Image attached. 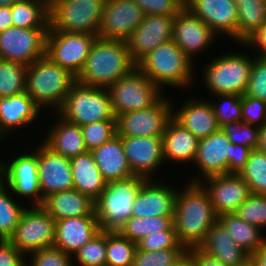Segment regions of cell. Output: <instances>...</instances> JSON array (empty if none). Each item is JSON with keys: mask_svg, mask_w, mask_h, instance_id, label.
<instances>
[{"mask_svg": "<svg viewBox=\"0 0 266 266\" xmlns=\"http://www.w3.org/2000/svg\"><path fill=\"white\" fill-rule=\"evenodd\" d=\"M239 45L253 51L255 56L266 57V22L243 44Z\"/></svg>", "mask_w": 266, "mask_h": 266, "instance_id": "cell-54", "label": "cell"}, {"mask_svg": "<svg viewBox=\"0 0 266 266\" xmlns=\"http://www.w3.org/2000/svg\"><path fill=\"white\" fill-rule=\"evenodd\" d=\"M251 148L231 143V160L228 162V173L239 174L246 166Z\"/></svg>", "mask_w": 266, "mask_h": 266, "instance_id": "cell-53", "label": "cell"}, {"mask_svg": "<svg viewBox=\"0 0 266 266\" xmlns=\"http://www.w3.org/2000/svg\"><path fill=\"white\" fill-rule=\"evenodd\" d=\"M48 29L13 26L0 32V59L28 66L45 56Z\"/></svg>", "mask_w": 266, "mask_h": 266, "instance_id": "cell-14", "label": "cell"}, {"mask_svg": "<svg viewBox=\"0 0 266 266\" xmlns=\"http://www.w3.org/2000/svg\"><path fill=\"white\" fill-rule=\"evenodd\" d=\"M185 250V248H170L150 252L137 248L133 266H171Z\"/></svg>", "mask_w": 266, "mask_h": 266, "instance_id": "cell-46", "label": "cell"}, {"mask_svg": "<svg viewBox=\"0 0 266 266\" xmlns=\"http://www.w3.org/2000/svg\"><path fill=\"white\" fill-rule=\"evenodd\" d=\"M174 17L145 15L125 40L130 56L137 64L161 44L172 41Z\"/></svg>", "mask_w": 266, "mask_h": 266, "instance_id": "cell-19", "label": "cell"}, {"mask_svg": "<svg viewBox=\"0 0 266 266\" xmlns=\"http://www.w3.org/2000/svg\"><path fill=\"white\" fill-rule=\"evenodd\" d=\"M13 20L11 16L10 6H0V32L13 27Z\"/></svg>", "mask_w": 266, "mask_h": 266, "instance_id": "cell-57", "label": "cell"}, {"mask_svg": "<svg viewBox=\"0 0 266 266\" xmlns=\"http://www.w3.org/2000/svg\"><path fill=\"white\" fill-rule=\"evenodd\" d=\"M54 115L56 119L42 141L54 152L69 159L88 152L81 127L65 120L57 112Z\"/></svg>", "mask_w": 266, "mask_h": 266, "instance_id": "cell-27", "label": "cell"}, {"mask_svg": "<svg viewBox=\"0 0 266 266\" xmlns=\"http://www.w3.org/2000/svg\"><path fill=\"white\" fill-rule=\"evenodd\" d=\"M74 189L94 202L107 186L91 152L70 158Z\"/></svg>", "mask_w": 266, "mask_h": 266, "instance_id": "cell-32", "label": "cell"}, {"mask_svg": "<svg viewBox=\"0 0 266 266\" xmlns=\"http://www.w3.org/2000/svg\"><path fill=\"white\" fill-rule=\"evenodd\" d=\"M231 160V143L221 128L210 136L199 139L197 153L193 161L197 176H190V183H198L203 178L228 173V162Z\"/></svg>", "mask_w": 266, "mask_h": 266, "instance_id": "cell-18", "label": "cell"}, {"mask_svg": "<svg viewBox=\"0 0 266 266\" xmlns=\"http://www.w3.org/2000/svg\"><path fill=\"white\" fill-rule=\"evenodd\" d=\"M136 67L126 41L97 37L76 81L88 86L108 88Z\"/></svg>", "mask_w": 266, "mask_h": 266, "instance_id": "cell-2", "label": "cell"}, {"mask_svg": "<svg viewBox=\"0 0 266 266\" xmlns=\"http://www.w3.org/2000/svg\"><path fill=\"white\" fill-rule=\"evenodd\" d=\"M14 27L49 28V0H20L11 6Z\"/></svg>", "mask_w": 266, "mask_h": 266, "instance_id": "cell-35", "label": "cell"}, {"mask_svg": "<svg viewBox=\"0 0 266 266\" xmlns=\"http://www.w3.org/2000/svg\"><path fill=\"white\" fill-rule=\"evenodd\" d=\"M195 259L197 266H226L218 259L203 253L199 248H195Z\"/></svg>", "mask_w": 266, "mask_h": 266, "instance_id": "cell-55", "label": "cell"}, {"mask_svg": "<svg viewBox=\"0 0 266 266\" xmlns=\"http://www.w3.org/2000/svg\"><path fill=\"white\" fill-rule=\"evenodd\" d=\"M72 258L76 266H106V230H100Z\"/></svg>", "mask_w": 266, "mask_h": 266, "instance_id": "cell-41", "label": "cell"}, {"mask_svg": "<svg viewBox=\"0 0 266 266\" xmlns=\"http://www.w3.org/2000/svg\"><path fill=\"white\" fill-rule=\"evenodd\" d=\"M137 248L144 251H158L161 249L184 248L177 240L174 225L166 231L150 233L143 237L138 243Z\"/></svg>", "mask_w": 266, "mask_h": 266, "instance_id": "cell-48", "label": "cell"}, {"mask_svg": "<svg viewBox=\"0 0 266 266\" xmlns=\"http://www.w3.org/2000/svg\"><path fill=\"white\" fill-rule=\"evenodd\" d=\"M225 53V54H224ZM211 57L210 61L201 69L203 88L210 96L217 94H245L250 80L253 53L246 51L224 52ZM210 92V93H209Z\"/></svg>", "mask_w": 266, "mask_h": 266, "instance_id": "cell-5", "label": "cell"}, {"mask_svg": "<svg viewBox=\"0 0 266 266\" xmlns=\"http://www.w3.org/2000/svg\"><path fill=\"white\" fill-rule=\"evenodd\" d=\"M24 153L15 152L8 160H0V180L18 200H29V206L42 205L37 154L32 150Z\"/></svg>", "mask_w": 266, "mask_h": 266, "instance_id": "cell-9", "label": "cell"}, {"mask_svg": "<svg viewBox=\"0 0 266 266\" xmlns=\"http://www.w3.org/2000/svg\"><path fill=\"white\" fill-rule=\"evenodd\" d=\"M216 98L217 101H213ZM209 102L217 117L219 126L224 124L241 121L242 117V95L237 94H217L212 96ZM220 102H219V101Z\"/></svg>", "mask_w": 266, "mask_h": 266, "instance_id": "cell-42", "label": "cell"}, {"mask_svg": "<svg viewBox=\"0 0 266 266\" xmlns=\"http://www.w3.org/2000/svg\"><path fill=\"white\" fill-rule=\"evenodd\" d=\"M145 15L175 17L184 7V0H133Z\"/></svg>", "mask_w": 266, "mask_h": 266, "instance_id": "cell-50", "label": "cell"}, {"mask_svg": "<svg viewBox=\"0 0 266 266\" xmlns=\"http://www.w3.org/2000/svg\"><path fill=\"white\" fill-rule=\"evenodd\" d=\"M13 196L10 189L0 180V240H9L13 235L27 206Z\"/></svg>", "mask_w": 266, "mask_h": 266, "instance_id": "cell-37", "label": "cell"}, {"mask_svg": "<svg viewBox=\"0 0 266 266\" xmlns=\"http://www.w3.org/2000/svg\"><path fill=\"white\" fill-rule=\"evenodd\" d=\"M172 97L164 94L151 107L120 114L116 117L119 136H163L168 121L172 118Z\"/></svg>", "mask_w": 266, "mask_h": 266, "instance_id": "cell-13", "label": "cell"}, {"mask_svg": "<svg viewBox=\"0 0 266 266\" xmlns=\"http://www.w3.org/2000/svg\"><path fill=\"white\" fill-rule=\"evenodd\" d=\"M136 65L163 92L166 91V87L184 90L189 87L191 89L192 83V85L196 84L194 83L197 72L195 63L173 40L159 45Z\"/></svg>", "mask_w": 266, "mask_h": 266, "instance_id": "cell-3", "label": "cell"}, {"mask_svg": "<svg viewBox=\"0 0 266 266\" xmlns=\"http://www.w3.org/2000/svg\"><path fill=\"white\" fill-rule=\"evenodd\" d=\"M147 179L134 175L130 178L107 183L95 201V214L100 230L115 231L132 216L136 196Z\"/></svg>", "mask_w": 266, "mask_h": 266, "instance_id": "cell-7", "label": "cell"}, {"mask_svg": "<svg viewBox=\"0 0 266 266\" xmlns=\"http://www.w3.org/2000/svg\"><path fill=\"white\" fill-rule=\"evenodd\" d=\"M115 117L154 105L164 94L137 67L107 88Z\"/></svg>", "mask_w": 266, "mask_h": 266, "instance_id": "cell-10", "label": "cell"}, {"mask_svg": "<svg viewBox=\"0 0 266 266\" xmlns=\"http://www.w3.org/2000/svg\"><path fill=\"white\" fill-rule=\"evenodd\" d=\"M27 256L9 240H0V266H26Z\"/></svg>", "mask_w": 266, "mask_h": 266, "instance_id": "cell-52", "label": "cell"}, {"mask_svg": "<svg viewBox=\"0 0 266 266\" xmlns=\"http://www.w3.org/2000/svg\"><path fill=\"white\" fill-rule=\"evenodd\" d=\"M57 113L65 120L83 126L102 120H116L107 88L75 82Z\"/></svg>", "mask_w": 266, "mask_h": 266, "instance_id": "cell-6", "label": "cell"}, {"mask_svg": "<svg viewBox=\"0 0 266 266\" xmlns=\"http://www.w3.org/2000/svg\"><path fill=\"white\" fill-rule=\"evenodd\" d=\"M257 149L266 153V122L259 127V142Z\"/></svg>", "mask_w": 266, "mask_h": 266, "instance_id": "cell-59", "label": "cell"}, {"mask_svg": "<svg viewBox=\"0 0 266 266\" xmlns=\"http://www.w3.org/2000/svg\"><path fill=\"white\" fill-rule=\"evenodd\" d=\"M55 220L71 217L96 216L95 202L76 189L51 193L41 205Z\"/></svg>", "mask_w": 266, "mask_h": 266, "instance_id": "cell-30", "label": "cell"}, {"mask_svg": "<svg viewBox=\"0 0 266 266\" xmlns=\"http://www.w3.org/2000/svg\"><path fill=\"white\" fill-rule=\"evenodd\" d=\"M106 0H49L48 31L98 35Z\"/></svg>", "mask_w": 266, "mask_h": 266, "instance_id": "cell-8", "label": "cell"}, {"mask_svg": "<svg viewBox=\"0 0 266 266\" xmlns=\"http://www.w3.org/2000/svg\"><path fill=\"white\" fill-rule=\"evenodd\" d=\"M171 266H197L195 248L186 249Z\"/></svg>", "mask_w": 266, "mask_h": 266, "instance_id": "cell-56", "label": "cell"}, {"mask_svg": "<svg viewBox=\"0 0 266 266\" xmlns=\"http://www.w3.org/2000/svg\"><path fill=\"white\" fill-rule=\"evenodd\" d=\"M40 141L33 151L37 154L42 197L74 189L70 159L54 152Z\"/></svg>", "mask_w": 266, "mask_h": 266, "instance_id": "cell-17", "label": "cell"}, {"mask_svg": "<svg viewBox=\"0 0 266 266\" xmlns=\"http://www.w3.org/2000/svg\"><path fill=\"white\" fill-rule=\"evenodd\" d=\"M91 153L107 183L134 176L126 159L122 139L118 134Z\"/></svg>", "mask_w": 266, "mask_h": 266, "instance_id": "cell-29", "label": "cell"}, {"mask_svg": "<svg viewBox=\"0 0 266 266\" xmlns=\"http://www.w3.org/2000/svg\"><path fill=\"white\" fill-rule=\"evenodd\" d=\"M75 82V75L52 62L46 55L27 66L26 92L43 111L57 112Z\"/></svg>", "mask_w": 266, "mask_h": 266, "instance_id": "cell-4", "label": "cell"}, {"mask_svg": "<svg viewBox=\"0 0 266 266\" xmlns=\"http://www.w3.org/2000/svg\"><path fill=\"white\" fill-rule=\"evenodd\" d=\"M97 37L88 33L48 31L45 55L77 77Z\"/></svg>", "mask_w": 266, "mask_h": 266, "instance_id": "cell-12", "label": "cell"}, {"mask_svg": "<svg viewBox=\"0 0 266 266\" xmlns=\"http://www.w3.org/2000/svg\"><path fill=\"white\" fill-rule=\"evenodd\" d=\"M185 7L201 18L218 37L223 34L237 43L235 0H186Z\"/></svg>", "mask_w": 266, "mask_h": 266, "instance_id": "cell-22", "label": "cell"}, {"mask_svg": "<svg viewBox=\"0 0 266 266\" xmlns=\"http://www.w3.org/2000/svg\"><path fill=\"white\" fill-rule=\"evenodd\" d=\"M237 6V43L243 44L266 22L264 0H235Z\"/></svg>", "mask_w": 266, "mask_h": 266, "instance_id": "cell-34", "label": "cell"}, {"mask_svg": "<svg viewBox=\"0 0 266 266\" xmlns=\"http://www.w3.org/2000/svg\"><path fill=\"white\" fill-rule=\"evenodd\" d=\"M241 121L258 127L262 126L266 122V102L243 94Z\"/></svg>", "mask_w": 266, "mask_h": 266, "instance_id": "cell-51", "label": "cell"}, {"mask_svg": "<svg viewBox=\"0 0 266 266\" xmlns=\"http://www.w3.org/2000/svg\"><path fill=\"white\" fill-rule=\"evenodd\" d=\"M250 256L255 260L257 266H266V244Z\"/></svg>", "mask_w": 266, "mask_h": 266, "instance_id": "cell-58", "label": "cell"}, {"mask_svg": "<svg viewBox=\"0 0 266 266\" xmlns=\"http://www.w3.org/2000/svg\"><path fill=\"white\" fill-rule=\"evenodd\" d=\"M41 112L43 111L26 91L14 96L0 97V142L11 138L8 137L9 133L14 130L25 129L35 123Z\"/></svg>", "mask_w": 266, "mask_h": 266, "instance_id": "cell-25", "label": "cell"}, {"mask_svg": "<svg viewBox=\"0 0 266 266\" xmlns=\"http://www.w3.org/2000/svg\"><path fill=\"white\" fill-rule=\"evenodd\" d=\"M198 248L203 253L223 262L226 266H237L249 256L245 250L236 244L218 220L211 226L206 238Z\"/></svg>", "mask_w": 266, "mask_h": 266, "instance_id": "cell-31", "label": "cell"}, {"mask_svg": "<svg viewBox=\"0 0 266 266\" xmlns=\"http://www.w3.org/2000/svg\"><path fill=\"white\" fill-rule=\"evenodd\" d=\"M72 259L71 255L52 246L28 254L27 260L30 261H27L26 266H74Z\"/></svg>", "mask_w": 266, "mask_h": 266, "instance_id": "cell-47", "label": "cell"}, {"mask_svg": "<svg viewBox=\"0 0 266 266\" xmlns=\"http://www.w3.org/2000/svg\"><path fill=\"white\" fill-rule=\"evenodd\" d=\"M9 241L26 256L52 247L55 242V220L41 205H30L22 213Z\"/></svg>", "mask_w": 266, "mask_h": 266, "instance_id": "cell-11", "label": "cell"}, {"mask_svg": "<svg viewBox=\"0 0 266 266\" xmlns=\"http://www.w3.org/2000/svg\"><path fill=\"white\" fill-rule=\"evenodd\" d=\"M100 231L97 216H82L55 221L54 247L74 255Z\"/></svg>", "mask_w": 266, "mask_h": 266, "instance_id": "cell-26", "label": "cell"}, {"mask_svg": "<svg viewBox=\"0 0 266 266\" xmlns=\"http://www.w3.org/2000/svg\"><path fill=\"white\" fill-rule=\"evenodd\" d=\"M20 0H0V6H12L13 4H15L16 2H18Z\"/></svg>", "mask_w": 266, "mask_h": 266, "instance_id": "cell-61", "label": "cell"}, {"mask_svg": "<svg viewBox=\"0 0 266 266\" xmlns=\"http://www.w3.org/2000/svg\"><path fill=\"white\" fill-rule=\"evenodd\" d=\"M137 243L117 230H106V266H133Z\"/></svg>", "mask_w": 266, "mask_h": 266, "instance_id": "cell-38", "label": "cell"}, {"mask_svg": "<svg viewBox=\"0 0 266 266\" xmlns=\"http://www.w3.org/2000/svg\"><path fill=\"white\" fill-rule=\"evenodd\" d=\"M198 183L207 192L217 216L235 213L252 194L248 184L236 173L209 176Z\"/></svg>", "mask_w": 266, "mask_h": 266, "instance_id": "cell-16", "label": "cell"}, {"mask_svg": "<svg viewBox=\"0 0 266 266\" xmlns=\"http://www.w3.org/2000/svg\"><path fill=\"white\" fill-rule=\"evenodd\" d=\"M237 266H257L255 260L249 255L241 264Z\"/></svg>", "mask_w": 266, "mask_h": 266, "instance_id": "cell-60", "label": "cell"}, {"mask_svg": "<svg viewBox=\"0 0 266 266\" xmlns=\"http://www.w3.org/2000/svg\"><path fill=\"white\" fill-rule=\"evenodd\" d=\"M144 16L133 0H106L98 37L125 41Z\"/></svg>", "mask_w": 266, "mask_h": 266, "instance_id": "cell-20", "label": "cell"}, {"mask_svg": "<svg viewBox=\"0 0 266 266\" xmlns=\"http://www.w3.org/2000/svg\"><path fill=\"white\" fill-rule=\"evenodd\" d=\"M174 217H134L128 218L119 228L118 232L131 241L138 243L150 233L169 230L173 225Z\"/></svg>", "mask_w": 266, "mask_h": 266, "instance_id": "cell-36", "label": "cell"}, {"mask_svg": "<svg viewBox=\"0 0 266 266\" xmlns=\"http://www.w3.org/2000/svg\"><path fill=\"white\" fill-rule=\"evenodd\" d=\"M80 127L89 152L108 142L117 134L116 120H102Z\"/></svg>", "mask_w": 266, "mask_h": 266, "instance_id": "cell-43", "label": "cell"}, {"mask_svg": "<svg viewBox=\"0 0 266 266\" xmlns=\"http://www.w3.org/2000/svg\"><path fill=\"white\" fill-rule=\"evenodd\" d=\"M24 64L0 59V97H9L26 91Z\"/></svg>", "mask_w": 266, "mask_h": 266, "instance_id": "cell-39", "label": "cell"}, {"mask_svg": "<svg viewBox=\"0 0 266 266\" xmlns=\"http://www.w3.org/2000/svg\"><path fill=\"white\" fill-rule=\"evenodd\" d=\"M239 175L248 184L252 194L266 195V153L252 149Z\"/></svg>", "mask_w": 266, "mask_h": 266, "instance_id": "cell-40", "label": "cell"}, {"mask_svg": "<svg viewBox=\"0 0 266 266\" xmlns=\"http://www.w3.org/2000/svg\"><path fill=\"white\" fill-rule=\"evenodd\" d=\"M164 181L147 179L141 186L134 200L132 216L144 217H174L176 186L163 184Z\"/></svg>", "mask_w": 266, "mask_h": 266, "instance_id": "cell-23", "label": "cell"}, {"mask_svg": "<svg viewBox=\"0 0 266 266\" xmlns=\"http://www.w3.org/2000/svg\"><path fill=\"white\" fill-rule=\"evenodd\" d=\"M185 101L179 108H176L172 101V118L177 123L188 129L198 139L206 138L220 129L209 100L207 101L205 97L197 99L193 96Z\"/></svg>", "mask_w": 266, "mask_h": 266, "instance_id": "cell-24", "label": "cell"}, {"mask_svg": "<svg viewBox=\"0 0 266 266\" xmlns=\"http://www.w3.org/2000/svg\"><path fill=\"white\" fill-rule=\"evenodd\" d=\"M120 137L133 174L153 179L152 175L165 164L162 136Z\"/></svg>", "mask_w": 266, "mask_h": 266, "instance_id": "cell-21", "label": "cell"}, {"mask_svg": "<svg viewBox=\"0 0 266 266\" xmlns=\"http://www.w3.org/2000/svg\"><path fill=\"white\" fill-rule=\"evenodd\" d=\"M245 94L266 102V57L253 54L251 75Z\"/></svg>", "mask_w": 266, "mask_h": 266, "instance_id": "cell-49", "label": "cell"}, {"mask_svg": "<svg viewBox=\"0 0 266 266\" xmlns=\"http://www.w3.org/2000/svg\"><path fill=\"white\" fill-rule=\"evenodd\" d=\"M235 213L245 222L266 232V195L251 194Z\"/></svg>", "mask_w": 266, "mask_h": 266, "instance_id": "cell-44", "label": "cell"}, {"mask_svg": "<svg viewBox=\"0 0 266 266\" xmlns=\"http://www.w3.org/2000/svg\"><path fill=\"white\" fill-rule=\"evenodd\" d=\"M198 143L197 137L171 118L162 136L165 163L172 161L176 166L184 163L190 165L195 159Z\"/></svg>", "mask_w": 266, "mask_h": 266, "instance_id": "cell-28", "label": "cell"}, {"mask_svg": "<svg viewBox=\"0 0 266 266\" xmlns=\"http://www.w3.org/2000/svg\"><path fill=\"white\" fill-rule=\"evenodd\" d=\"M218 221L225 227L228 234L249 255L257 252L266 244L265 231L249 224L236 213H226L218 216Z\"/></svg>", "mask_w": 266, "mask_h": 266, "instance_id": "cell-33", "label": "cell"}, {"mask_svg": "<svg viewBox=\"0 0 266 266\" xmlns=\"http://www.w3.org/2000/svg\"><path fill=\"white\" fill-rule=\"evenodd\" d=\"M227 134L230 143L243 145L251 149H257L259 142V127L236 121L224 124L220 127Z\"/></svg>", "mask_w": 266, "mask_h": 266, "instance_id": "cell-45", "label": "cell"}, {"mask_svg": "<svg viewBox=\"0 0 266 266\" xmlns=\"http://www.w3.org/2000/svg\"><path fill=\"white\" fill-rule=\"evenodd\" d=\"M217 38L209 26L186 7L174 17L172 40L194 63L195 57L204 54V49H211Z\"/></svg>", "mask_w": 266, "mask_h": 266, "instance_id": "cell-15", "label": "cell"}, {"mask_svg": "<svg viewBox=\"0 0 266 266\" xmlns=\"http://www.w3.org/2000/svg\"><path fill=\"white\" fill-rule=\"evenodd\" d=\"M217 220L210 198L199 183L185 182L178 189L173 222L177 240L185 249L198 248Z\"/></svg>", "mask_w": 266, "mask_h": 266, "instance_id": "cell-1", "label": "cell"}]
</instances>
